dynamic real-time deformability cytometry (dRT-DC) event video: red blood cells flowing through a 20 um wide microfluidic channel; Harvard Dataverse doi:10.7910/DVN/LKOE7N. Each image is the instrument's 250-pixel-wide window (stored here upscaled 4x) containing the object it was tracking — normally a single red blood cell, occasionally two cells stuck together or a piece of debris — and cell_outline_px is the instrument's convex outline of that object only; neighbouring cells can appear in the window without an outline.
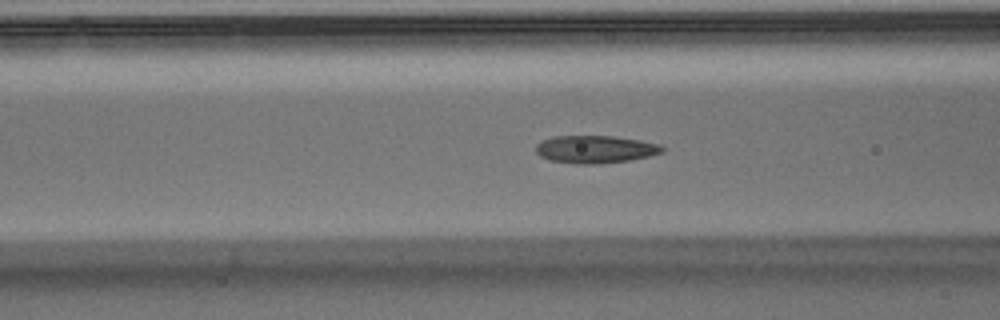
{"species": "Egyptian fruit bat (a non-hibernating species)", "species_latin": "Rousettus aegyptiacus", "temperature_condition": "warm", "stored_images_in_passage": 32, "camera_frame_rate_fps": 3000, "um_per_image_px": 0.085, "animal": {"sex": "male"}, "frame": {"image": 1, "passage_image": 4, "time_ms": 1.0, "image_size_px": [1000, 320], "cell_outline_px": [[664, 152], [648, 156], [628, 160], [596, 164], [576, 164], [552, 160], [540, 156], [536, 152], [536, 144], [540, 140], [552, 136], [612, 136], [640, 140], [660, 144], [664, 148]], "centroid_in_image_um": [50.58, 12.68], "position_along_channel_um": 116.0, "area_um2": 20.35}}
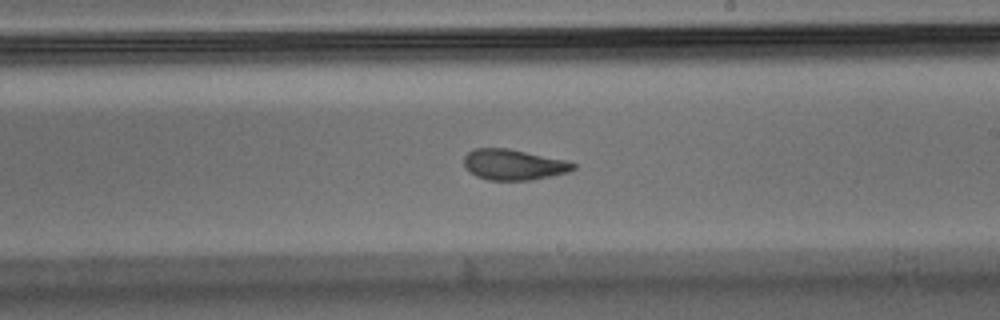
{"frame": {"image": 2, "passage_image": 13, "time_ms": 4.0, "image_size_px": [1000, 320], "cell_outline_px": [[576, 168], [568, 172], [532, 180], [488, 180], [476, 176], [464, 164], [464, 156], [468, 152], [476, 148], [508, 148], [568, 160], [576, 164]], "centroid_in_image_um": [43.69, 13.99], "position_along_channel_um": 245.3, "area_um2": 19.54}}
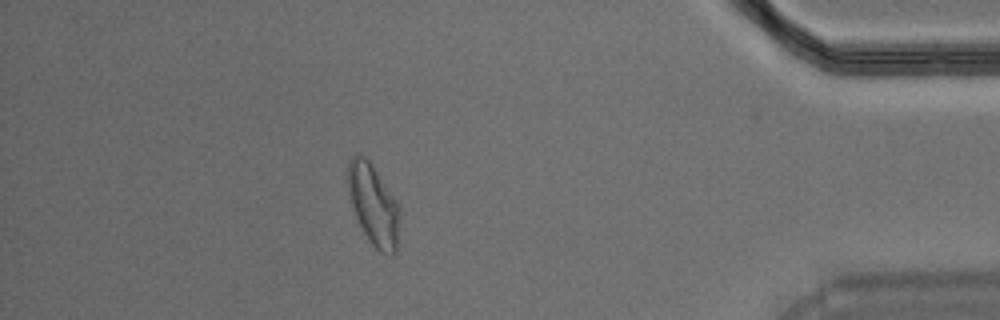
{"frame": {"image": 3, "passage_image": 27, "time_ms": 8.667, "image_size_px": [1000, 320], "cell_outline_px": [[396, 252], [392, 256], [388, 256], [380, 252], [372, 244], [364, 232], [356, 216], [352, 204], [348, 180], [348, 164], [352, 156], [360, 152], [372, 164], [392, 196], [396, 204]], "centroid_in_image_um": [31.69, 17.39], "position_along_channel_um": 403.5, "area_um2": 23.06}}